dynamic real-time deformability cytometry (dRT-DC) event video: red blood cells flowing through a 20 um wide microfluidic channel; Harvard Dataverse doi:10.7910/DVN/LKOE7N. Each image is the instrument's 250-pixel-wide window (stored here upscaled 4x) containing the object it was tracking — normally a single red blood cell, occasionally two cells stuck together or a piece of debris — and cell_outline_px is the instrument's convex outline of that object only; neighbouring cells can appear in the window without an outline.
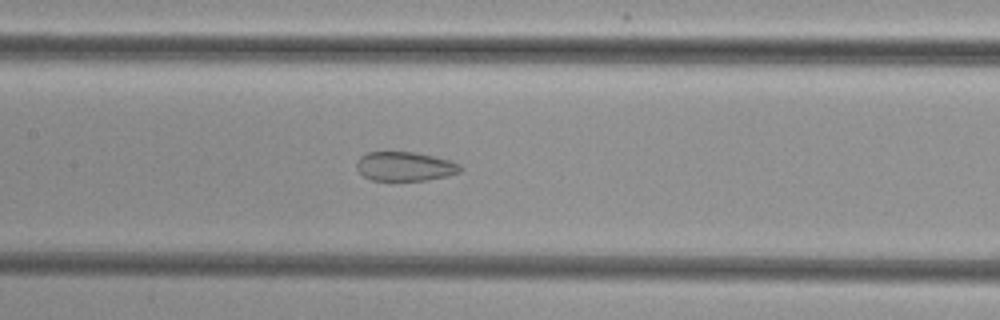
{"species": "common noctule bat (a hibernating species)", "species_latin": "Nyctalus noctula", "temperature_condition": "cold", "stored_images_in_passage": 53, "camera_frame_rate_fps": 3000, "um_per_image_px": 0.085, "animal": {"sex": "female", "body_mass_g": 29.2, "forearm_length_mm": 56.3}, "frame": {"image": 1, "passage_image": 26, "time_ms": 8.333, "image_size_px": [1000, 320], "cell_outline_px": [[464, 168], [460, 172], [448, 176], [428, 180], [372, 180], [364, 176], [356, 168], [356, 160], [364, 152], [416, 152], [448, 160], [460, 164]], "centroid_in_image_um": [34.41, 14.14], "position_along_channel_um": 173.0, "area_um2": 17.74}}
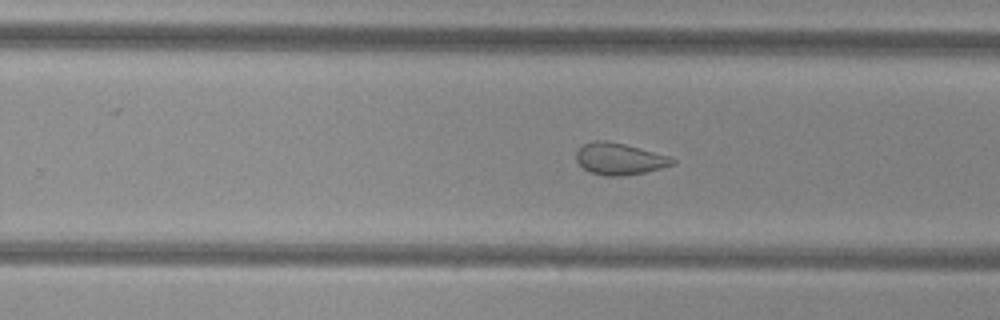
{"frame": {"image": 2, "passage_image": 34, "time_ms": 11.0, "image_size_px": [1000, 320], "cell_outline_px": [[676, 164], [644, 172], [620, 176], [604, 176], [592, 172], [584, 168], [576, 160], [576, 152], [584, 144], [592, 140], [608, 140], [640, 148], [668, 156], [676, 160]], "centroid_in_image_um": [52.64, 13.49], "position_along_channel_um": 277.2, "area_um2": 17.63}}
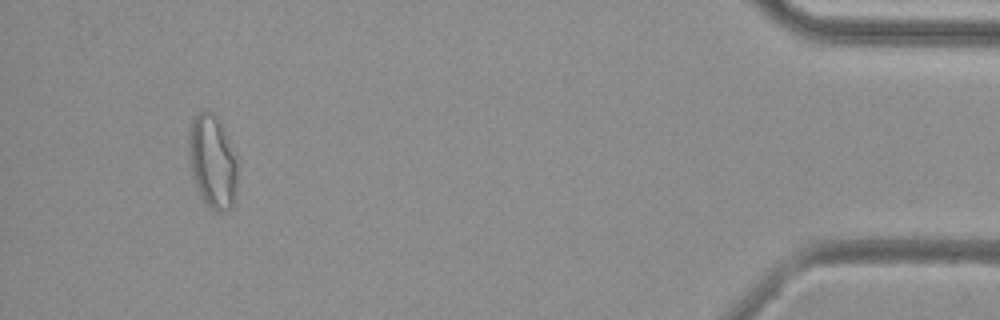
{"frame": {"image": 3, "passage_image": 50, "time_ms": 16.333, "image_size_px": [1000, 320], "cell_outline_px": [[236, 196], [232, 208], [224, 212], [216, 212], [200, 200], [188, 160], [188, 128], [192, 120], [200, 112], [212, 112], [220, 120], [224, 128], [236, 160]], "centroid_in_image_um": [18.03, 13.78], "position_along_channel_um": 417.2, "area_um2": 26.88}}